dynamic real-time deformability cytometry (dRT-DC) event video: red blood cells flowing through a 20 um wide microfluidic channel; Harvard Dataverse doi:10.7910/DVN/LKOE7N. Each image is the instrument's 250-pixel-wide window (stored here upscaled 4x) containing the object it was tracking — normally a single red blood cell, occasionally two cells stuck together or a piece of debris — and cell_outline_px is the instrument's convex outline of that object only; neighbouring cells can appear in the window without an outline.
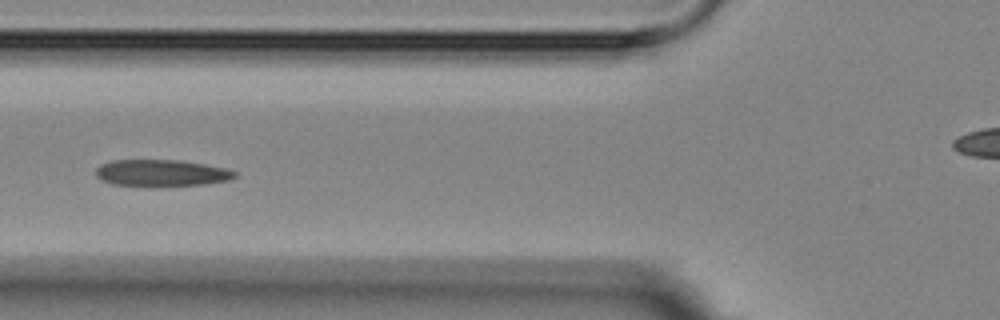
{"species": "Egyptian fruit bat (a non-hibernating species)", "species_latin": "Rousettus aegyptiacus", "temperature_condition": "room temperature", "stored_images_in_passage": 8, "segment_of_instrument_passage": [1, 2], "camera_frame_rate_fps": 3000, "um_per_image_px": 0.085, "animal": {"sex": "female"}, "frame": {"image": 1, "passage_image": 5, "time_ms": 5.333, "image_size_px": [1000, 320], "cell_outline_px": [[236, 176], [228, 180], [204, 184], [156, 188], [112, 184], [100, 180], [96, 176], [96, 168], [100, 164], [112, 160], [180, 160], [204, 164], [224, 168], [236, 172]], "centroid_in_image_um": [13.66, 14.73], "position_along_channel_um": 112.1, "area_um2": 22.14}}
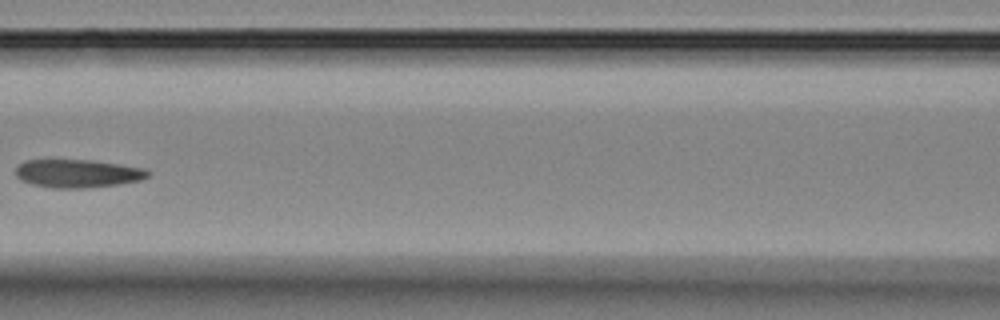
{"frame": {"image": 2, "passage_image": 6, "time_ms": 6.667, "image_size_px": [1000, 320], "cell_outline_px": [[152, 172], [148, 176], [140, 180], [116, 184], [84, 188], [52, 188], [32, 184], [20, 180], [16, 176], [16, 168], [20, 164], [28, 160], [92, 160], [144, 168]], "centroid_in_image_um": [6.59, 14.74], "position_along_channel_um": 160.0, "area_um2": 21.56}}
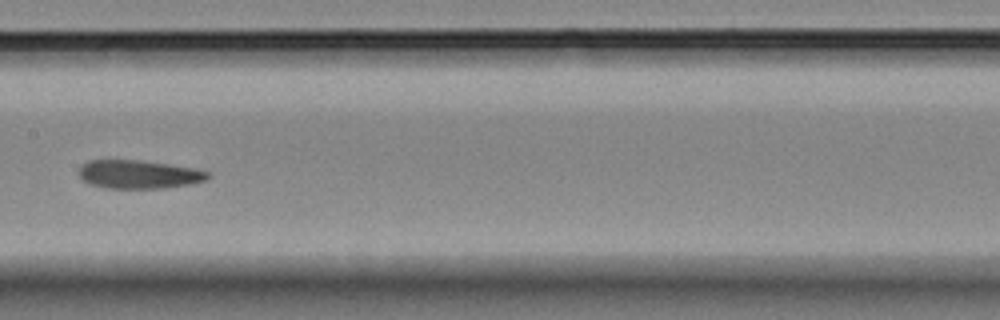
{"frame": {"image": 3, "passage_image": 7, "time_ms": 7.667, "image_size_px": [1000, 320], "cell_outline_px": [[212, 176], [204, 180], [188, 184], [164, 188], [108, 188], [88, 184], [80, 176], [80, 164], [88, 160], [140, 160], [168, 164], [192, 168], [212, 172]], "centroid_in_image_um": [11.79, 14.81], "position_along_channel_um": 195.6, "area_um2": 21.33}}